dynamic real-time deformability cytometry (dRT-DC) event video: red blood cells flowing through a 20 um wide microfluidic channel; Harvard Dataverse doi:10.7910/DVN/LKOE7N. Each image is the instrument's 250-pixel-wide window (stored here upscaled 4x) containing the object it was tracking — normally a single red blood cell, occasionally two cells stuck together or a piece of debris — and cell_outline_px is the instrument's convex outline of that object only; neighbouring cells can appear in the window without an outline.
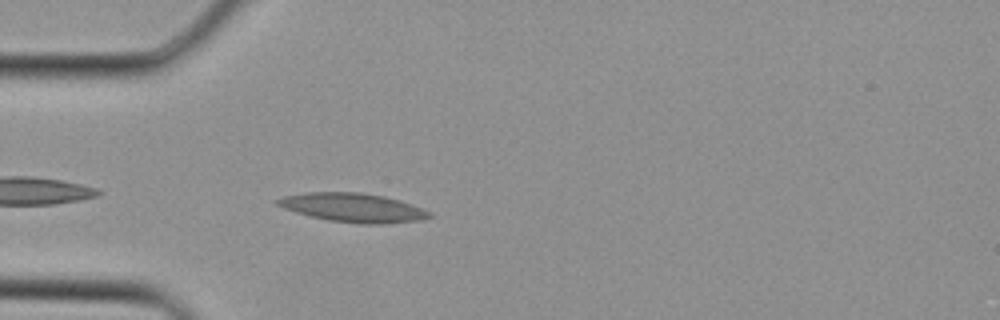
{"species": "Egyptian fruit bat (a non-hibernating species)", "species_latin": "Rousettus aegyptiacus", "temperature_condition": "cold", "stored_images_in_passage": 4, "camera_frame_rate_fps": 3000, "um_per_image_px": 0.085, "animal": {"sex": "female"}, "frame": {"image": 1, "passage_image": 4, "time_ms": 1.0, "image_size_px": [1000, 320], "cell_outline_px": [[432, 216], [420, 220], [380, 224], [364, 224], [328, 220], [296, 212], [284, 208], [276, 204], [272, 200], [284, 196], [304, 192], [360, 192], [384, 196], [400, 200], [412, 204], [432, 212]], "centroid_in_image_um": [30.0, 17.64], "position_along_channel_um": 55.0, "area_um2": 25.61}}